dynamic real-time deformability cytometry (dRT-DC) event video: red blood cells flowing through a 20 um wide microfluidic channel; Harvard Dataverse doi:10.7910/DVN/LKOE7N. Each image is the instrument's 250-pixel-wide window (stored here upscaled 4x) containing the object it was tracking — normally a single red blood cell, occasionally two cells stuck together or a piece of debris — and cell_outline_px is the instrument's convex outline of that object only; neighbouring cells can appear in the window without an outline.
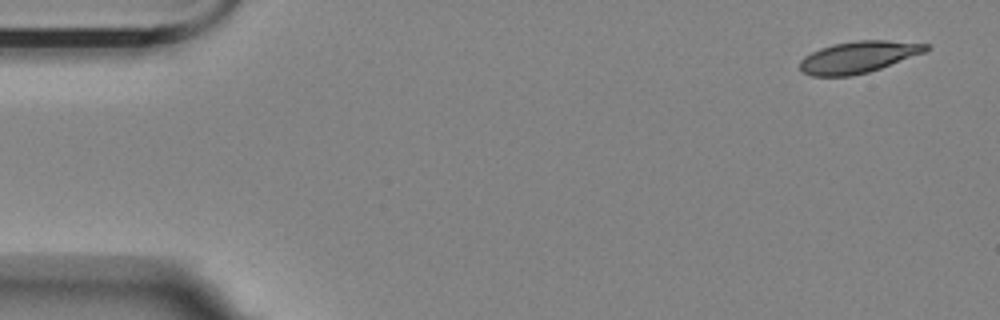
{"species": "Egyptian fruit bat (a non-hibernating species)", "species_latin": "Rousettus aegyptiacus", "temperature_condition": "room temperature", "stored_images_in_passage": 4, "camera_frame_rate_fps": 3000, "um_per_image_px": 0.085, "animal": {"sex": "female"}, "frame": {"image": 1, "passage_image": 1, "time_ms": 0.0, "image_size_px": [1000, 320], "cell_outline_px": [[928, 48], [924, 52], [880, 68], [868, 72], [852, 76], [812, 76], [800, 72], [800, 60], [804, 56], [820, 48], [832, 44], [856, 40], [888, 40], [928, 44]], "centroid_in_image_um": [72.9, 4.85], "position_along_channel_um": 12.1, "area_um2": 23.18}}